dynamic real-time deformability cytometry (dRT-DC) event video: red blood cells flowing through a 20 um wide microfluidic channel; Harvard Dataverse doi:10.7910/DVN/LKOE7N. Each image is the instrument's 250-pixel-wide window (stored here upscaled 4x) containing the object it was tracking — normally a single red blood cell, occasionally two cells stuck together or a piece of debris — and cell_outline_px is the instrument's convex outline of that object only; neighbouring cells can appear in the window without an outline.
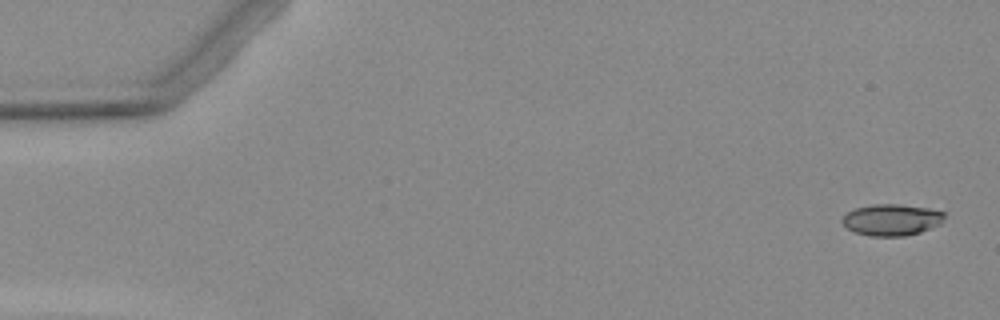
{"species": "Egyptian fruit bat (a non-hibernating species)", "species_latin": "Rousettus aegyptiacus", "temperature_condition": "warm", "stored_images_in_passage": 4, "camera_frame_rate_fps": 3000, "um_per_image_px": 0.085, "animal": {"sex": "female"}, "frame": {"image": 1, "passage_image": 1, "time_ms": 0.0, "image_size_px": [1000, 320], "cell_outline_px": [[944, 216], [940, 224], [920, 232], [904, 236], [872, 236], [856, 232], [848, 228], [840, 220], [848, 212], [856, 208], [872, 204], [896, 204], [928, 208], [944, 212]], "centroid_in_image_um": [75.78, 18.68], "position_along_channel_um": 9.2, "area_um2": 18.5}}